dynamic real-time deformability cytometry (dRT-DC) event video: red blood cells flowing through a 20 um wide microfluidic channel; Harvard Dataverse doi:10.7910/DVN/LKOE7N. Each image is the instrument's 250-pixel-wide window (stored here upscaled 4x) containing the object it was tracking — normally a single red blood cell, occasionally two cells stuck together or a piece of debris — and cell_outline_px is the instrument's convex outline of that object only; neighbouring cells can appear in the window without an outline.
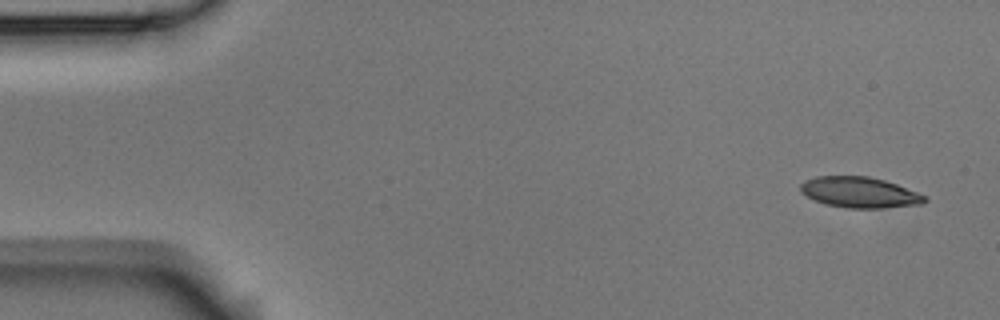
{"species": "Egyptian fruit bat (a non-hibernating species)", "species_latin": "Rousettus aegyptiacus", "temperature_condition": "room temperature", "stored_images_in_passage": 6, "camera_frame_rate_fps": 3000, "um_per_image_px": 0.085, "animal": {"sex": "male"}, "frame": {"image": 1, "passage_image": 1, "time_ms": 0.0, "image_size_px": [1000, 320], "cell_outline_px": [[928, 200], [924, 204], [880, 208], [848, 208], [824, 204], [800, 192], [800, 184], [804, 180], [816, 176], [868, 176], [884, 180], [896, 184], [928, 196]], "centroid_in_image_um": [73.08, 16.35], "position_along_channel_um": 11.9, "area_um2": 22.37}}
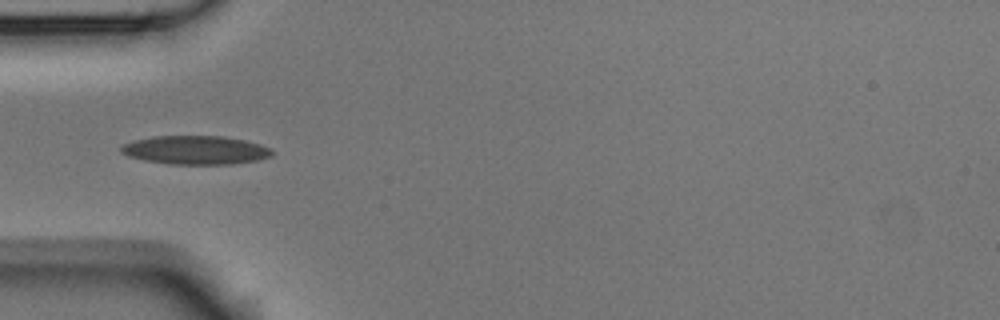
{"frame": {"image": 2, "passage_image": 5, "time_ms": 1.333, "image_size_px": [1000, 320], "cell_outline_px": [[272, 156], [256, 160], [232, 164], [168, 164], [144, 160], [128, 156], [120, 152], [120, 144], [132, 140], [152, 136], [224, 136], [244, 140], [260, 144], [272, 148]], "centroid_in_image_um": [16.57, 12.75], "position_along_channel_um": 68.4, "area_um2": 25.43}}
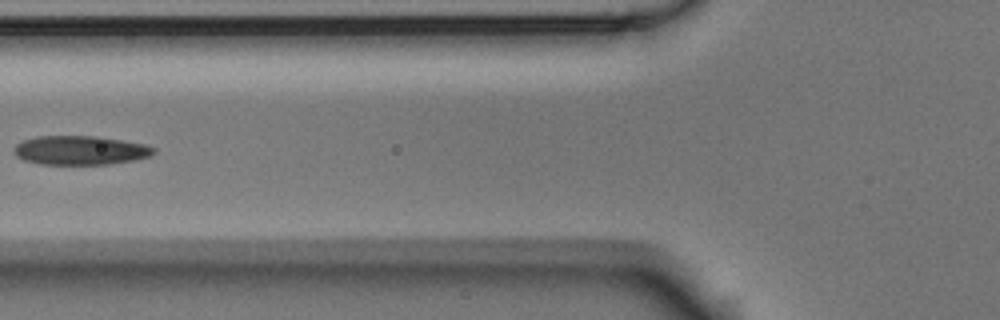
{"frame": {"image": 3, "passage_image": 6, "time_ms": 1.667, "image_size_px": [1000, 320], "cell_outline_px": [[156, 152], [152, 156], [136, 160], [108, 164], [40, 164], [24, 160], [16, 156], [12, 152], [12, 148], [16, 144], [24, 140], [36, 136], [96, 136], [144, 144], [156, 148]], "centroid_in_image_um": [6.82, 12.78], "position_along_channel_um": 119.0, "area_um2": 23.81}}